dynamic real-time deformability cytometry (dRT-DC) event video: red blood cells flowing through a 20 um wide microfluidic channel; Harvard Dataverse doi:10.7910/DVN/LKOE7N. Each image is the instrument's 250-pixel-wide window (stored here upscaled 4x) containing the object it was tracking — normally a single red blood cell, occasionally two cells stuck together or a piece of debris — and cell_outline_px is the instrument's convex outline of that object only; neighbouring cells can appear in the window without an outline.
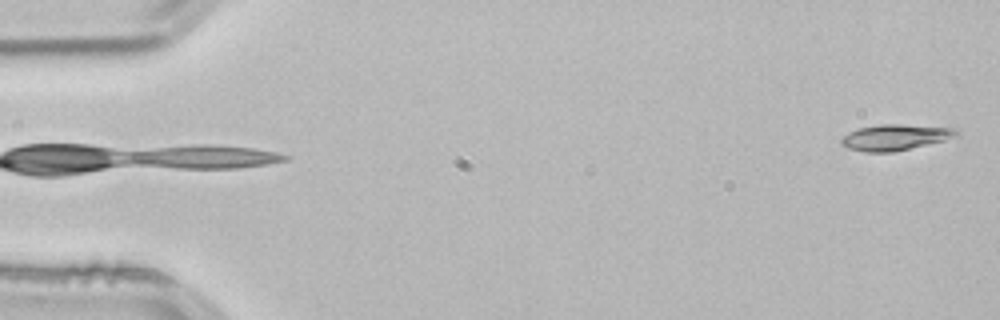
{"species": "common noctule bat (a hibernating species)", "species_latin": "Nyctalus noctula", "temperature_condition": "room temperature", "stored_images_in_passage": 52, "camera_frame_rate_fps": 3000, "um_per_image_px": 0.085, "animal": {"sex": "male", "body_mass_g": 21.5, "forearm_length_mm": 52.0}, "frame": {"image": 1, "passage_image": 1, "time_ms": 0.0, "image_size_px": [1000, 320], "cell_outline_px": [[960, 132], [956, 136], [944, 140], [892, 152], [864, 152], [848, 148], [840, 144], [840, 140], [848, 132], [856, 128], [880, 124], [900, 124], [956, 128]], "centroid_in_image_um": [76.04, 11.66], "position_along_channel_um": 9.0, "area_um2": 17.34}}
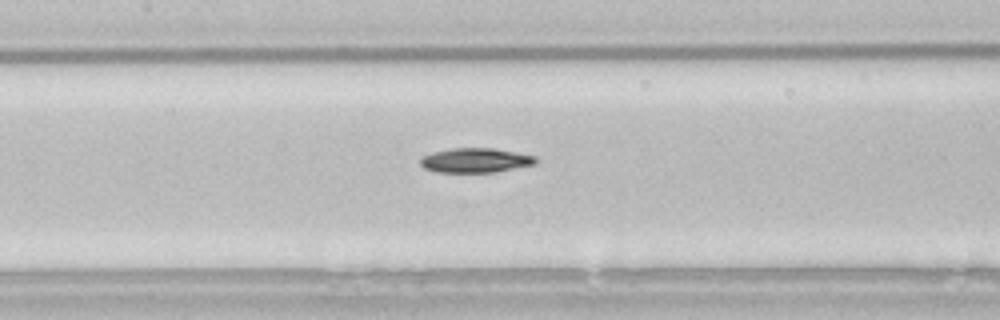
{"frame": {"image": 2, "passage_image": 24, "time_ms": 7.667, "image_size_px": [1000, 320], "cell_outline_px": [[540, 160], [536, 164], [496, 172], [436, 172], [424, 168], [420, 164], [420, 160], [424, 156], [432, 152], [452, 148], [492, 148], [536, 156]], "centroid_in_image_um": [40.44, 13.63], "position_along_channel_um": 167.0, "area_um2": 16.53}}
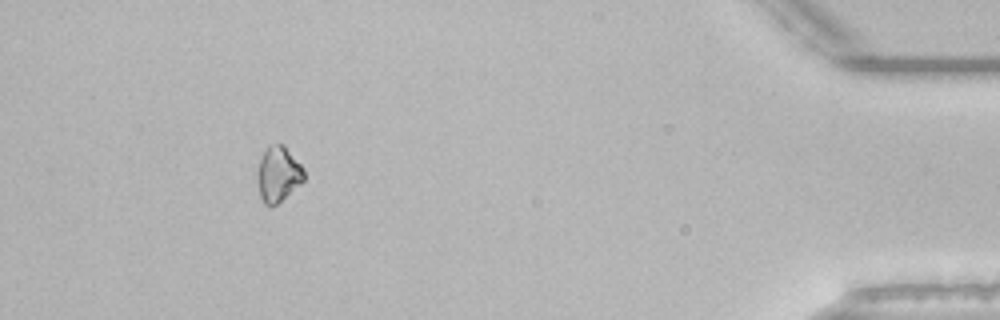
{"frame": {"image": 3, "passage_image": 48, "time_ms": 15.667, "image_size_px": [1000, 320], "cell_outline_px": [[304, 180], [300, 184], [276, 204], [264, 204], [260, 196], [260, 160], [268, 144], [284, 144], [304, 168]], "centroid_in_image_um": [23.7, 14.75], "position_along_channel_um": 411.5, "area_um2": 14.39}, "authors_computed_cell_mechanics": {"area_um2": 16.2707, "velocity_mm_per_s": 3.8403, "shape_relaxation_time_tau1_ms": 4.8816, "shape_relaxation_time_tau2_ms": null, "deformation_change_tau1": 0.0902, "deformation_change_tau2": null}}